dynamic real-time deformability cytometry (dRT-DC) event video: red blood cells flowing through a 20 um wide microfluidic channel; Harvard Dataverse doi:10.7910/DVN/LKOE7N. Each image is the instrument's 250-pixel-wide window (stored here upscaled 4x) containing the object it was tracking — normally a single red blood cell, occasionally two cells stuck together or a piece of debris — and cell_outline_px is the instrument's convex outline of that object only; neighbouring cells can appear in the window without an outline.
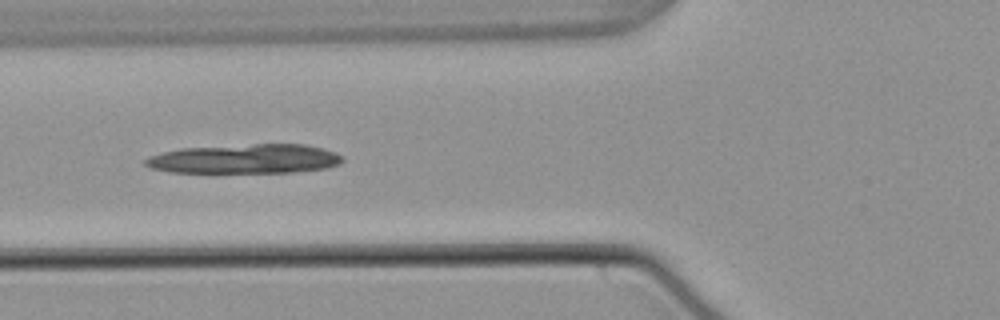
{"species": "common noctule bat (a hibernating species)", "species_latin": "Nyctalus noctula", "temperature_condition": "warm", "stored_images_in_passage": 32, "camera_frame_rate_fps": 3000, "um_per_image_px": 0.085, "animal": {"sex": "male", "body_mass_g": 21.5, "forearm_length_mm": 52.0}, "frame": {"image": 1, "passage_image": 5, "time_ms": 1.333, "image_size_px": [1000, 320], "cell_outline_px": [[344, 160], [340, 164], [324, 168], [292, 172], [168, 172], [152, 168], [144, 164], [144, 160], [148, 156], [180, 148], [252, 144], [304, 144], [324, 148], [336, 152]], "centroid_in_image_um": [20.82, 13.5], "position_along_channel_um": 105.0, "area_um2": 33.64}}
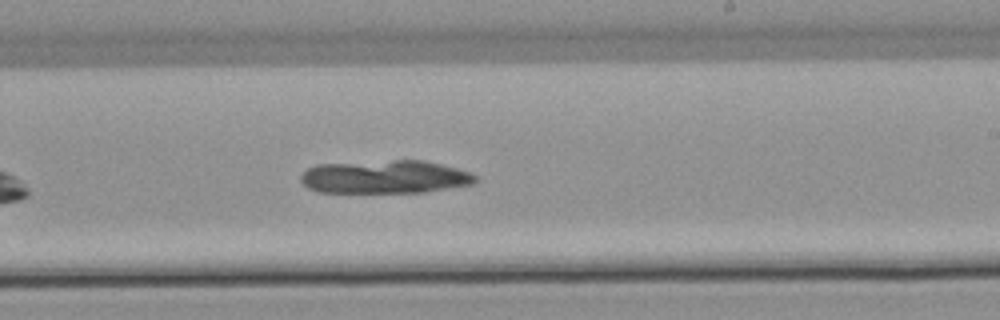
{"frame": {"image": 2, "passage_image": 17, "time_ms": 5.333, "image_size_px": [1000, 320], "cell_outline_px": [[476, 180], [472, 184], [424, 192], [320, 192], [308, 188], [300, 180], [300, 176], [308, 168], [316, 164], [392, 160], [424, 160], [456, 168], [468, 172], [476, 176]], "centroid_in_image_um": [32.69, 15.03], "position_along_channel_um": 256.3, "area_um2": 33.64}}
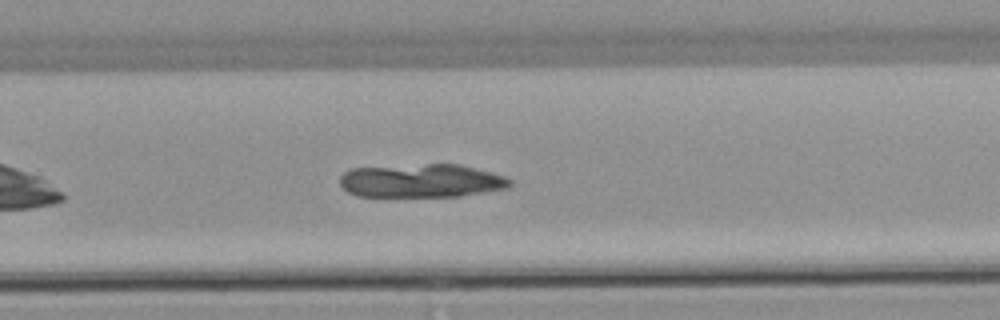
{"frame": {"image": 3, "passage_image": 20, "time_ms": 6.333, "image_size_px": [1000, 320], "cell_outline_px": [[512, 184], [508, 188], [460, 196], [356, 196], [348, 192], [340, 184], [340, 176], [344, 172], [352, 168], [428, 164], [456, 164], [504, 176], [512, 180]], "centroid_in_image_um": [35.8, 15.37], "position_along_channel_um": 294.0, "area_um2": 32.89}}